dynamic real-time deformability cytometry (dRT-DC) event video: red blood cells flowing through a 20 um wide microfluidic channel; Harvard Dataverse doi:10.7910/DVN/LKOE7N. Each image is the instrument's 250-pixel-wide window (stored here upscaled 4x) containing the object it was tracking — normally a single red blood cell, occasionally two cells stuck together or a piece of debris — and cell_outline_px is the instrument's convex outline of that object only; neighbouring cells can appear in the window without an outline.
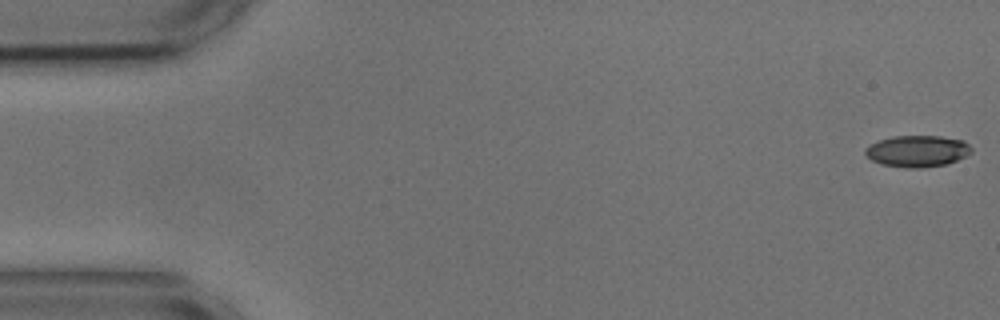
{"species": "common noctule bat (a hibernating species)", "species_latin": "Nyctalus noctula", "temperature_condition": "cold", "stored_images_in_passage": 16, "camera_frame_rate_fps": 3000, "um_per_image_px": 0.085, "animal": {"sex": "male", "body_mass_g": 17.9, "forearm_length_mm": 54.2}, "frame": {"image": 1, "passage_image": 1, "time_ms": 0.0, "image_size_px": [1000, 320], "cell_outline_px": [[972, 152], [948, 164], [924, 168], [904, 168], [884, 164], [872, 160], [864, 152], [864, 148], [868, 144], [892, 136], [940, 136], [964, 140], [972, 148]], "centroid_in_image_um": [77.97, 12.84], "position_along_channel_um": 7.0, "area_um2": 19.59}}
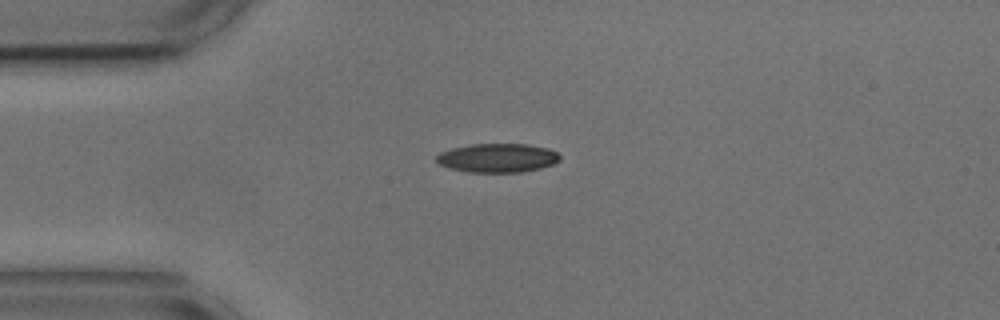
{"frame": {"image": 2, "passage_image": 13, "time_ms": 4.0, "image_size_px": [1000, 320], "cell_outline_px": [[560, 160], [552, 164], [540, 168], [520, 172], [468, 172], [448, 168], [440, 164], [436, 160], [436, 156], [440, 152], [452, 148], [472, 144], [528, 144], [548, 148], [556, 152], [560, 156]], "centroid_in_image_um": [42.28, 13.42], "position_along_channel_um": 42.7, "area_um2": 20.75}}